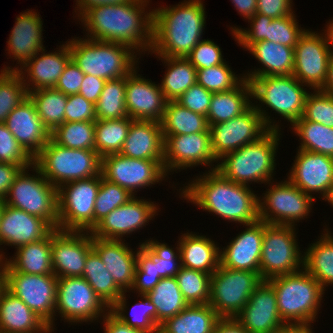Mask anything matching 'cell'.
<instances>
[{
  "label": "cell",
  "instance_id": "1",
  "mask_svg": "<svg viewBox=\"0 0 333 333\" xmlns=\"http://www.w3.org/2000/svg\"><path fill=\"white\" fill-rule=\"evenodd\" d=\"M148 0L93 6L81 16L88 39L114 42L150 52L153 42V11L145 12ZM147 49V50H146Z\"/></svg>",
  "mask_w": 333,
  "mask_h": 333
},
{
  "label": "cell",
  "instance_id": "2",
  "mask_svg": "<svg viewBox=\"0 0 333 333\" xmlns=\"http://www.w3.org/2000/svg\"><path fill=\"white\" fill-rule=\"evenodd\" d=\"M180 194L198 208L230 222L246 226L259 220V197L249 186L232 182L217 170L193 179Z\"/></svg>",
  "mask_w": 333,
  "mask_h": 333
},
{
  "label": "cell",
  "instance_id": "3",
  "mask_svg": "<svg viewBox=\"0 0 333 333\" xmlns=\"http://www.w3.org/2000/svg\"><path fill=\"white\" fill-rule=\"evenodd\" d=\"M153 10V42L156 56L186 58L202 40L206 23L202 0H188Z\"/></svg>",
  "mask_w": 333,
  "mask_h": 333
},
{
  "label": "cell",
  "instance_id": "4",
  "mask_svg": "<svg viewBox=\"0 0 333 333\" xmlns=\"http://www.w3.org/2000/svg\"><path fill=\"white\" fill-rule=\"evenodd\" d=\"M277 296V308L288 326H311L325 293L318 281L304 268L266 280Z\"/></svg>",
  "mask_w": 333,
  "mask_h": 333
},
{
  "label": "cell",
  "instance_id": "5",
  "mask_svg": "<svg viewBox=\"0 0 333 333\" xmlns=\"http://www.w3.org/2000/svg\"><path fill=\"white\" fill-rule=\"evenodd\" d=\"M279 130H269L257 141L227 153L215 167L223 177L238 184L249 182L271 183L275 169V157L280 138ZM270 181V182H269Z\"/></svg>",
  "mask_w": 333,
  "mask_h": 333
},
{
  "label": "cell",
  "instance_id": "6",
  "mask_svg": "<svg viewBox=\"0 0 333 333\" xmlns=\"http://www.w3.org/2000/svg\"><path fill=\"white\" fill-rule=\"evenodd\" d=\"M68 46L72 61L84 74L106 81L129 75L138 63L135 51L114 42L72 38Z\"/></svg>",
  "mask_w": 333,
  "mask_h": 333
},
{
  "label": "cell",
  "instance_id": "7",
  "mask_svg": "<svg viewBox=\"0 0 333 333\" xmlns=\"http://www.w3.org/2000/svg\"><path fill=\"white\" fill-rule=\"evenodd\" d=\"M34 164L57 189L66 182L101 174V157L95 150L66 148L51 138L34 158Z\"/></svg>",
  "mask_w": 333,
  "mask_h": 333
},
{
  "label": "cell",
  "instance_id": "8",
  "mask_svg": "<svg viewBox=\"0 0 333 333\" xmlns=\"http://www.w3.org/2000/svg\"><path fill=\"white\" fill-rule=\"evenodd\" d=\"M32 168L38 175L30 176L29 168L22 169L4 199L5 204L42 218L58 229V189L44 178L35 164Z\"/></svg>",
  "mask_w": 333,
  "mask_h": 333
},
{
  "label": "cell",
  "instance_id": "9",
  "mask_svg": "<svg viewBox=\"0 0 333 333\" xmlns=\"http://www.w3.org/2000/svg\"><path fill=\"white\" fill-rule=\"evenodd\" d=\"M261 108L252 103L242 115L209 126L211 147L217 162L227 153L257 141L269 130H279V125Z\"/></svg>",
  "mask_w": 333,
  "mask_h": 333
},
{
  "label": "cell",
  "instance_id": "10",
  "mask_svg": "<svg viewBox=\"0 0 333 333\" xmlns=\"http://www.w3.org/2000/svg\"><path fill=\"white\" fill-rule=\"evenodd\" d=\"M262 281L260 273L220 265L211 275L208 304L220 318H235Z\"/></svg>",
  "mask_w": 333,
  "mask_h": 333
},
{
  "label": "cell",
  "instance_id": "11",
  "mask_svg": "<svg viewBox=\"0 0 333 333\" xmlns=\"http://www.w3.org/2000/svg\"><path fill=\"white\" fill-rule=\"evenodd\" d=\"M101 174L74 180L58 188V229L87 231L94 227V204Z\"/></svg>",
  "mask_w": 333,
  "mask_h": 333
},
{
  "label": "cell",
  "instance_id": "12",
  "mask_svg": "<svg viewBox=\"0 0 333 333\" xmlns=\"http://www.w3.org/2000/svg\"><path fill=\"white\" fill-rule=\"evenodd\" d=\"M294 229L295 226L264 222L260 258V277L263 280L304 268V254L300 253Z\"/></svg>",
  "mask_w": 333,
  "mask_h": 333
},
{
  "label": "cell",
  "instance_id": "13",
  "mask_svg": "<svg viewBox=\"0 0 333 333\" xmlns=\"http://www.w3.org/2000/svg\"><path fill=\"white\" fill-rule=\"evenodd\" d=\"M245 79L250 82L252 98L270 107L291 125L302 117L308 92L293 75Z\"/></svg>",
  "mask_w": 333,
  "mask_h": 333
},
{
  "label": "cell",
  "instance_id": "14",
  "mask_svg": "<svg viewBox=\"0 0 333 333\" xmlns=\"http://www.w3.org/2000/svg\"><path fill=\"white\" fill-rule=\"evenodd\" d=\"M57 280L54 274H23L6 268L5 288L20 298L52 332L56 316Z\"/></svg>",
  "mask_w": 333,
  "mask_h": 333
},
{
  "label": "cell",
  "instance_id": "15",
  "mask_svg": "<svg viewBox=\"0 0 333 333\" xmlns=\"http://www.w3.org/2000/svg\"><path fill=\"white\" fill-rule=\"evenodd\" d=\"M267 190L261 200L259 197V220L267 224L294 226L312 210L315 198L289 180L271 185Z\"/></svg>",
  "mask_w": 333,
  "mask_h": 333
},
{
  "label": "cell",
  "instance_id": "16",
  "mask_svg": "<svg viewBox=\"0 0 333 333\" xmlns=\"http://www.w3.org/2000/svg\"><path fill=\"white\" fill-rule=\"evenodd\" d=\"M55 311L61 314L65 321L77 324L93 322L100 316H105L110 308L94 292L85 278L63 277L57 280Z\"/></svg>",
  "mask_w": 333,
  "mask_h": 333
},
{
  "label": "cell",
  "instance_id": "17",
  "mask_svg": "<svg viewBox=\"0 0 333 333\" xmlns=\"http://www.w3.org/2000/svg\"><path fill=\"white\" fill-rule=\"evenodd\" d=\"M323 34L305 30L294 47L292 75L313 90L324 86L333 54L328 34L325 31Z\"/></svg>",
  "mask_w": 333,
  "mask_h": 333
},
{
  "label": "cell",
  "instance_id": "18",
  "mask_svg": "<svg viewBox=\"0 0 333 333\" xmlns=\"http://www.w3.org/2000/svg\"><path fill=\"white\" fill-rule=\"evenodd\" d=\"M101 175L135 196L136 189L164 180L167 173L163 160L134 159L118 153L101 158Z\"/></svg>",
  "mask_w": 333,
  "mask_h": 333
},
{
  "label": "cell",
  "instance_id": "19",
  "mask_svg": "<svg viewBox=\"0 0 333 333\" xmlns=\"http://www.w3.org/2000/svg\"><path fill=\"white\" fill-rule=\"evenodd\" d=\"M89 234L87 231H52V268L57 278L82 277L87 256L93 250Z\"/></svg>",
  "mask_w": 333,
  "mask_h": 333
},
{
  "label": "cell",
  "instance_id": "20",
  "mask_svg": "<svg viewBox=\"0 0 333 333\" xmlns=\"http://www.w3.org/2000/svg\"><path fill=\"white\" fill-rule=\"evenodd\" d=\"M164 137V170L185 169L198 165L212 166L217 160L211 147L210 132Z\"/></svg>",
  "mask_w": 333,
  "mask_h": 333
},
{
  "label": "cell",
  "instance_id": "21",
  "mask_svg": "<svg viewBox=\"0 0 333 333\" xmlns=\"http://www.w3.org/2000/svg\"><path fill=\"white\" fill-rule=\"evenodd\" d=\"M296 20L294 13L275 19L255 13L248 18L251 29L233 27L231 31L235 41L237 40V43L244 49L258 41H270L294 48L300 36L305 32V29L299 27Z\"/></svg>",
  "mask_w": 333,
  "mask_h": 333
},
{
  "label": "cell",
  "instance_id": "22",
  "mask_svg": "<svg viewBox=\"0 0 333 333\" xmlns=\"http://www.w3.org/2000/svg\"><path fill=\"white\" fill-rule=\"evenodd\" d=\"M135 197L100 220L90 231L92 237L122 240L125 234L145 226L156 215L158 207L154 202Z\"/></svg>",
  "mask_w": 333,
  "mask_h": 333
},
{
  "label": "cell",
  "instance_id": "23",
  "mask_svg": "<svg viewBox=\"0 0 333 333\" xmlns=\"http://www.w3.org/2000/svg\"><path fill=\"white\" fill-rule=\"evenodd\" d=\"M235 319L249 333H276L288 326L279 315L274 288L266 280L251 294Z\"/></svg>",
  "mask_w": 333,
  "mask_h": 333
},
{
  "label": "cell",
  "instance_id": "24",
  "mask_svg": "<svg viewBox=\"0 0 333 333\" xmlns=\"http://www.w3.org/2000/svg\"><path fill=\"white\" fill-rule=\"evenodd\" d=\"M288 180L304 193L319 192L322 199L333 186V157L298 149Z\"/></svg>",
  "mask_w": 333,
  "mask_h": 333
},
{
  "label": "cell",
  "instance_id": "25",
  "mask_svg": "<svg viewBox=\"0 0 333 333\" xmlns=\"http://www.w3.org/2000/svg\"><path fill=\"white\" fill-rule=\"evenodd\" d=\"M141 77L143 76L137 75V68L127 75L125 95L127 114L133 120L160 123L167 100L159 84Z\"/></svg>",
  "mask_w": 333,
  "mask_h": 333
},
{
  "label": "cell",
  "instance_id": "26",
  "mask_svg": "<svg viewBox=\"0 0 333 333\" xmlns=\"http://www.w3.org/2000/svg\"><path fill=\"white\" fill-rule=\"evenodd\" d=\"M245 231L222 248L220 265L226 268L260 273V258L263 245L264 221L247 224Z\"/></svg>",
  "mask_w": 333,
  "mask_h": 333
},
{
  "label": "cell",
  "instance_id": "27",
  "mask_svg": "<svg viewBox=\"0 0 333 333\" xmlns=\"http://www.w3.org/2000/svg\"><path fill=\"white\" fill-rule=\"evenodd\" d=\"M5 124L22 148L34 159L50 139L34 103L28 97L9 113Z\"/></svg>",
  "mask_w": 333,
  "mask_h": 333
},
{
  "label": "cell",
  "instance_id": "28",
  "mask_svg": "<svg viewBox=\"0 0 333 333\" xmlns=\"http://www.w3.org/2000/svg\"><path fill=\"white\" fill-rule=\"evenodd\" d=\"M53 230L44 219L5 204L0 219V245L19 248L46 238Z\"/></svg>",
  "mask_w": 333,
  "mask_h": 333
},
{
  "label": "cell",
  "instance_id": "29",
  "mask_svg": "<svg viewBox=\"0 0 333 333\" xmlns=\"http://www.w3.org/2000/svg\"><path fill=\"white\" fill-rule=\"evenodd\" d=\"M65 43L66 44L59 48L57 51L58 53L55 51L45 54V49H42V52L40 51V53H42L40 56H38L39 53L36 54V56L31 58L22 68L19 69L18 67L17 69L16 67L12 69L11 66H8L1 69V71H18L23 78V83L28 92L43 88H55L59 77L64 72L68 62L71 60L68 43ZM26 73L27 77L25 75ZM24 77L26 80L28 79L27 82Z\"/></svg>",
  "mask_w": 333,
  "mask_h": 333
},
{
  "label": "cell",
  "instance_id": "30",
  "mask_svg": "<svg viewBox=\"0 0 333 333\" xmlns=\"http://www.w3.org/2000/svg\"><path fill=\"white\" fill-rule=\"evenodd\" d=\"M122 240L92 237V248L99 255L117 286L123 291L131 290L137 267V252ZM128 288V289H127Z\"/></svg>",
  "mask_w": 333,
  "mask_h": 333
},
{
  "label": "cell",
  "instance_id": "31",
  "mask_svg": "<svg viewBox=\"0 0 333 333\" xmlns=\"http://www.w3.org/2000/svg\"><path fill=\"white\" fill-rule=\"evenodd\" d=\"M15 26L7 41L10 57L17 60L22 68L31 58H34L42 49V20L33 10L20 13L16 17Z\"/></svg>",
  "mask_w": 333,
  "mask_h": 333
},
{
  "label": "cell",
  "instance_id": "32",
  "mask_svg": "<svg viewBox=\"0 0 333 333\" xmlns=\"http://www.w3.org/2000/svg\"><path fill=\"white\" fill-rule=\"evenodd\" d=\"M120 154L134 159L163 160L164 137L156 121L133 120Z\"/></svg>",
  "mask_w": 333,
  "mask_h": 333
},
{
  "label": "cell",
  "instance_id": "33",
  "mask_svg": "<svg viewBox=\"0 0 333 333\" xmlns=\"http://www.w3.org/2000/svg\"><path fill=\"white\" fill-rule=\"evenodd\" d=\"M0 332L52 333L42 319L6 288L0 295Z\"/></svg>",
  "mask_w": 333,
  "mask_h": 333
},
{
  "label": "cell",
  "instance_id": "34",
  "mask_svg": "<svg viewBox=\"0 0 333 333\" xmlns=\"http://www.w3.org/2000/svg\"><path fill=\"white\" fill-rule=\"evenodd\" d=\"M181 267L212 275L220 266V248L206 236L185 233L179 238Z\"/></svg>",
  "mask_w": 333,
  "mask_h": 333
},
{
  "label": "cell",
  "instance_id": "35",
  "mask_svg": "<svg viewBox=\"0 0 333 333\" xmlns=\"http://www.w3.org/2000/svg\"><path fill=\"white\" fill-rule=\"evenodd\" d=\"M246 50L264 66L246 73L244 78L292 75L294 69V48L270 41H258Z\"/></svg>",
  "mask_w": 333,
  "mask_h": 333
},
{
  "label": "cell",
  "instance_id": "36",
  "mask_svg": "<svg viewBox=\"0 0 333 333\" xmlns=\"http://www.w3.org/2000/svg\"><path fill=\"white\" fill-rule=\"evenodd\" d=\"M220 319L209 304L188 305L160 324L158 333H213Z\"/></svg>",
  "mask_w": 333,
  "mask_h": 333
},
{
  "label": "cell",
  "instance_id": "37",
  "mask_svg": "<svg viewBox=\"0 0 333 333\" xmlns=\"http://www.w3.org/2000/svg\"><path fill=\"white\" fill-rule=\"evenodd\" d=\"M52 232L44 239L17 248L11 259H6L7 269L23 274H54L51 258Z\"/></svg>",
  "mask_w": 333,
  "mask_h": 333
},
{
  "label": "cell",
  "instance_id": "38",
  "mask_svg": "<svg viewBox=\"0 0 333 333\" xmlns=\"http://www.w3.org/2000/svg\"><path fill=\"white\" fill-rule=\"evenodd\" d=\"M249 98H252V89L247 79L230 91L213 93L206 116L208 125L225 122L242 115L252 106Z\"/></svg>",
  "mask_w": 333,
  "mask_h": 333
},
{
  "label": "cell",
  "instance_id": "39",
  "mask_svg": "<svg viewBox=\"0 0 333 333\" xmlns=\"http://www.w3.org/2000/svg\"><path fill=\"white\" fill-rule=\"evenodd\" d=\"M160 124L163 136L210 132L206 116L183 107L177 101H167Z\"/></svg>",
  "mask_w": 333,
  "mask_h": 333
},
{
  "label": "cell",
  "instance_id": "40",
  "mask_svg": "<svg viewBox=\"0 0 333 333\" xmlns=\"http://www.w3.org/2000/svg\"><path fill=\"white\" fill-rule=\"evenodd\" d=\"M168 65L160 84L167 101H177L192 85L197 83V69L187 58L159 56Z\"/></svg>",
  "mask_w": 333,
  "mask_h": 333
},
{
  "label": "cell",
  "instance_id": "41",
  "mask_svg": "<svg viewBox=\"0 0 333 333\" xmlns=\"http://www.w3.org/2000/svg\"><path fill=\"white\" fill-rule=\"evenodd\" d=\"M319 241L304 252V269L311 274L323 289L333 284V236L324 229Z\"/></svg>",
  "mask_w": 333,
  "mask_h": 333
},
{
  "label": "cell",
  "instance_id": "42",
  "mask_svg": "<svg viewBox=\"0 0 333 333\" xmlns=\"http://www.w3.org/2000/svg\"><path fill=\"white\" fill-rule=\"evenodd\" d=\"M147 295L156 308V323L159 326L188 306L175 277L162 278Z\"/></svg>",
  "mask_w": 333,
  "mask_h": 333
},
{
  "label": "cell",
  "instance_id": "43",
  "mask_svg": "<svg viewBox=\"0 0 333 333\" xmlns=\"http://www.w3.org/2000/svg\"><path fill=\"white\" fill-rule=\"evenodd\" d=\"M82 277L94 289L100 299L111 308L124 293L113 280L99 255L92 250L85 263Z\"/></svg>",
  "mask_w": 333,
  "mask_h": 333
},
{
  "label": "cell",
  "instance_id": "44",
  "mask_svg": "<svg viewBox=\"0 0 333 333\" xmlns=\"http://www.w3.org/2000/svg\"><path fill=\"white\" fill-rule=\"evenodd\" d=\"M43 125L51 133L65 122V106L68 96L55 88H43L28 92Z\"/></svg>",
  "mask_w": 333,
  "mask_h": 333
},
{
  "label": "cell",
  "instance_id": "45",
  "mask_svg": "<svg viewBox=\"0 0 333 333\" xmlns=\"http://www.w3.org/2000/svg\"><path fill=\"white\" fill-rule=\"evenodd\" d=\"M132 121L129 116L95 121V151L101 158L120 153Z\"/></svg>",
  "mask_w": 333,
  "mask_h": 333
},
{
  "label": "cell",
  "instance_id": "46",
  "mask_svg": "<svg viewBox=\"0 0 333 333\" xmlns=\"http://www.w3.org/2000/svg\"><path fill=\"white\" fill-rule=\"evenodd\" d=\"M124 292L112 305L110 311L123 323L132 328L139 329L145 333H158L159 325L156 323V308L147 294H141V302L134 304L131 308V318L127 317L126 296ZM137 309V310H136Z\"/></svg>",
  "mask_w": 333,
  "mask_h": 333
},
{
  "label": "cell",
  "instance_id": "47",
  "mask_svg": "<svg viewBox=\"0 0 333 333\" xmlns=\"http://www.w3.org/2000/svg\"><path fill=\"white\" fill-rule=\"evenodd\" d=\"M127 76L107 80L95 104L97 120L128 117L125 105Z\"/></svg>",
  "mask_w": 333,
  "mask_h": 333
},
{
  "label": "cell",
  "instance_id": "48",
  "mask_svg": "<svg viewBox=\"0 0 333 333\" xmlns=\"http://www.w3.org/2000/svg\"><path fill=\"white\" fill-rule=\"evenodd\" d=\"M294 133L301 139L300 150L333 157V128L310 122L301 117L293 125Z\"/></svg>",
  "mask_w": 333,
  "mask_h": 333
},
{
  "label": "cell",
  "instance_id": "49",
  "mask_svg": "<svg viewBox=\"0 0 333 333\" xmlns=\"http://www.w3.org/2000/svg\"><path fill=\"white\" fill-rule=\"evenodd\" d=\"M50 138L66 148L95 150V121L64 122L50 133Z\"/></svg>",
  "mask_w": 333,
  "mask_h": 333
},
{
  "label": "cell",
  "instance_id": "50",
  "mask_svg": "<svg viewBox=\"0 0 333 333\" xmlns=\"http://www.w3.org/2000/svg\"><path fill=\"white\" fill-rule=\"evenodd\" d=\"M175 278L188 305L208 304L210 299V274L181 267Z\"/></svg>",
  "mask_w": 333,
  "mask_h": 333
},
{
  "label": "cell",
  "instance_id": "51",
  "mask_svg": "<svg viewBox=\"0 0 333 333\" xmlns=\"http://www.w3.org/2000/svg\"><path fill=\"white\" fill-rule=\"evenodd\" d=\"M28 98V91L18 71L0 73V123H5L9 113Z\"/></svg>",
  "mask_w": 333,
  "mask_h": 333
},
{
  "label": "cell",
  "instance_id": "52",
  "mask_svg": "<svg viewBox=\"0 0 333 333\" xmlns=\"http://www.w3.org/2000/svg\"><path fill=\"white\" fill-rule=\"evenodd\" d=\"M139 248L153 262H156L157 273H159L161 278L175 277L179 272L181 268L179 241L176 252L166 243H160L152 239L139 244ZM177 261H179V263H176Z\"/></svg>",
  "mask_w": 333,
  "mask_h": 333
},
{
  "label": "cell",
  "instance_id": "53",
  "mask_svg": "<svg viewBox=\"0 0 333 333\" xmlns=\"http://www.w3.org/2000/svg\"><path fill=\"white\" fill-rule=\"evenodd\" d=\"M132 197L126 189L104 179L101 175L100 188L94 204V226Z\"/></svg>",
  "mask_w": 333,
  "mask_h": 333
},
{
  "label": "cell",
  "instance_id": "54",
  "mask_svg": "<svg viewBox=\"0 0 333 333\" xmlns=\"http://www.w3.org/2000/svg\"><path fill=\"white\" fill-rule=\"evenodd\" d=\"M245 78L239 79L227 62L197 70V83L212 93L226 92L237 87Z\"/></svg>",
  "mask_w": 333,
  "mask_h": 333
},
{
  "label": "cell",
  "instance_id": "55",
  "mask_svg": "<svg viewBox=\"0 0 333 333\" xmlns=\"http://www.w3.org/2000/svg\"><path fill=\"white\" fill-rule=\"evenodd\" d=\"M302 117L310 122L333 128V94L320 89L308 93Z\"/></svg>",
  "mask_w": 333,
  "mask_h": 333
},
{
  "label": "cell",
  "instance_id": "56",
  "mask_svg": "<svg viewBox=\"0 0 333 333\" xmlns=\"http://www.w3.org/2000/svg\"><path fill=\"white\" fill-rule=\"evenodd\" d=\"M0 162L31 168L34 159L22 148L5 123H0Z\"/></svg>",
  "mask_w": 333,
  "mask_h": 333
},
{
  "label": "cell",
  "instance_id": "57",
  "mask_svg": "<svg viewBox=\"0 0 333 333\" xmlns=\"http://www.w3.org/2000/svg\"><path fill=\"white\" fill-rule=\"evenodd\" d=\"M162 278L157 273L156 262H153L139 247L137 250V267L134 275V285L131 288L139 295L147 294Z\"/></svg>",
  "mask_w": 333,
  "mask_h": 333
},
{
  "label": "cell",
  "instance_id": "58",
  "mask_svg": "<svg viewBox=\"0 0 333 333\" xmlns=\"http://www.w3.org/2000/svg\"><path fill=\"white\" fill-rule=\"evenodd\" d=\"M186 58L197 70L225 63L220 47L209 39H202Z\"/></svg>",
  "mask_w": 333,
  "mask_h": 333
},
{
  "label": "cell",
  "instance_id": "59",
  "mask_svg": "<svg viewBox=\"0 0 333 333\" xmlns=\"http://www.w3.org/2000/svg\"><path fill=\"white\" fill-rule=\"evenodd\" d=\"M212 94V92L206 90L202 85L196 83L186 90L177 102L195 113L207 116Z\"/></svg>",
  "mask_w": 333,
  "mask_h": 333
},
{
  "label": "cell",
  "instance_id": "60",
  "mask_svg": "<svg viewBox=\"0 0 333 333\" xmlns=\"http://www.w3.org/2000/svg\"><path fill=\"white\" fill-rule=\"evenodd\" d=\"M95 104L80 94L68 95L65 106V122L96 121Z\"/></svg>",
  "mask_w": 333,
  "mask_h": 333
},
{
  "label": "cell",
  "instance_id": "61",
  "mask_svg": "<svg viewBox=\"0 0 333 333\" xmlns=\"http://www.w3.org/2000/svg\"><path fill=\"white\" fill-rule=\"evenodd\" d=\"M84 79V73L72 61L66 65L64 72L59 77L55 89L63 92L65 95L78 94Z\"/></svg>",
  "mask_w": 333,
  "mask_h": 333
},
{
  "label": "cell",
  "instance_id": "62",
  "mask_svg": "<svg viewBox=\"0 0 333 333\" xmlns=\"http://www.w3.org/2000/svg\"><path fill=\"white\" fill-rule=\"evenodd\" d=\"M292 0H257L256 13L271 17L272 19L291 15Z\"/></svg>",
  "mask_w": 333,
  "mask_h": 333
},
{
  "label": "cell",
  "instance_id": "63",
  "mask_svg": "<svg viewBox=\"0 0 333 333\" xmlns=\"http://www.w3.org/2000/svg\"><path fill=\"white\" fill-rule=\"evenodd\" d=\"M105 82V79L90 74H84V79L78 94L82 95L86 100L93 104H96Z\"/></svg>",
  "mask_w": 333,
  "mask_h": 333
},
{
  "label": "cell",
  "instance_id": "64",
  "mask_svg": "<svg viewBox=\"0 0 333 333\" xmlns=\"http://www.w3.org/2000/svg\"><path fill=\"white\" fill-rule=\"evenodd\" d=\"M24 169L12 163L0 162V199H5L16 176Z\"/></svg>",
  "mask_w": 333,
  "mask_h": 333
},
{
  "label": "cell",
  "instance_id": "65",
  "mask_svg": "<svg viewBox=\"0 0 333 333\" xmlns=\"http://www.w3.org/2000/svg\"><path fill=\"white\" fill-rule=\"evenodd\" d=\"M104 333H145L139 329L132 328L119 320L111 311L103 316Z\"/></svg>",
  "mask_w": 333,
  "mask_h": 333
},
{
  "label": "cell",
  "instance_id": "66",
  "mask_svg": "<svg viewBox=\"0 0 333 333\" xmlns=\"http://www.w3.org/2000/svg\"><path fill=\"white\" fill-rule=\"evenodd\" d=\"M213 333H249L235 318H221Z\"/></svg>",
  "mask_w": 333,
  "mask_h": 333
},
{
  "label": "cell",
  "instance_id": "67",
  "mask_svg": "<svg viewBox=\"0 0 333 333\" xmlns=\"http://www.w3.org/2000/svg\"><path fill=\"white\" fill-rule=\"evenodd\" d=\"M132 0H76V5L78 18L89 8L93 6H101V5H113V4H120V3H127Z\"/></svg>",
  "mask_w": 333,
  "mask_h": 333
},
{
  "label": "cell",
  "instance_id": "68",
  "mask_svg": "<svg viewBox=\"0 0 333 333\" xmlns=\"http://www.w3.org/2000/svg\"><path fill=\"white\" fill-rule=\"evenodd\" d=\"M237 11L248 19L257 11V0H231Z\"/></svg>",
  "mask_w": 333,
  "mask_h": 333
},
{
  "label": "cell",
  "instance_id": "69",
  "mask_svg": "<svg viewBox=\"0 0 333 333\" xmlns=\"http://www.w3.org/2000/svg\"><path fill=\"white\" fill-rule=\"evenodd\" d=\"M320 90L333 94V54L329 62L326 81L324 83V86Z\"/></svg>",
  "mask_w": 333,
  "mask_h": 333
},
{
  "label": "cell",
  "instance_id": "70",
  "mask_svg": "<svg viewBox=\"0 0 333 333\" xmlns=\"http://www.w3.org/2000/svg\"><path fill=\"white\" fill-rule=\"evenodd\" d=\"M4 254L1 251L0 254V295L2 291L5 289V283H6V268H7V263L6 260H4ZM4 261V262H3Z\"/></svg>",
  "mask_w": 333,
  "mask_h": 333
},
{
  "label": "cell",
  "instance_id": "71",
  "mask_svg": "<svg viewBox=\"0 0 333 333\" xmlns=\"http://www.w3.org/2000/svg\"><path fill=\"white\" fill-rule=\"evenodd\" d=\"M310 326H286L276 333H314Z\"/></svg>",
  "mask_w": 333,
  "mask_h": 333
},
{
  "label": "cell",
  "instance_id": "72",
  "mask_svg": "<svg viewBox=\"0 0 333 333\" xmlns=\"http://www.w3.org/2000/svg\"><path fill=\"white\" fill-rule=\"evenodd\" d=\"M329 25H326V32L328 34L329 40H330V45L332 47V51H333V19L332 22L328 23Z\"/></svg>",
  "mask_w": 333,
  "mask_h": 333
},
{
  "label": "cell",
  "instance_id": "73",
  "mask_svg": "<svg viewBox=\"0 0 333 333\" xmlns=\"http://www.w3.org/2000/svg\"><path fill=\"white\" fill-rule=\"evenodd\" d=\"M325 201L327 200L328 203L330 202V205L333 206V186L329 189L327 195L323 198Z\"/></svg>",
  "mask_w": 333,
  "mask_h": 333
},
{
  "label": "cell",
  "instance_id": "74",
  "mask_svg": "<svg viewBox=\"0 0 333 333\" xmlns=\"http://www.w3.org/2000/svg\"><path fill=\"white\" fill-rule=\"evenodd\" d=\"M5 207V201L3 199H0V219H1V215H2V211Z\"/></svg>",
  "mask_w": 333,
  "mask_h": 333
}]
</instances>
